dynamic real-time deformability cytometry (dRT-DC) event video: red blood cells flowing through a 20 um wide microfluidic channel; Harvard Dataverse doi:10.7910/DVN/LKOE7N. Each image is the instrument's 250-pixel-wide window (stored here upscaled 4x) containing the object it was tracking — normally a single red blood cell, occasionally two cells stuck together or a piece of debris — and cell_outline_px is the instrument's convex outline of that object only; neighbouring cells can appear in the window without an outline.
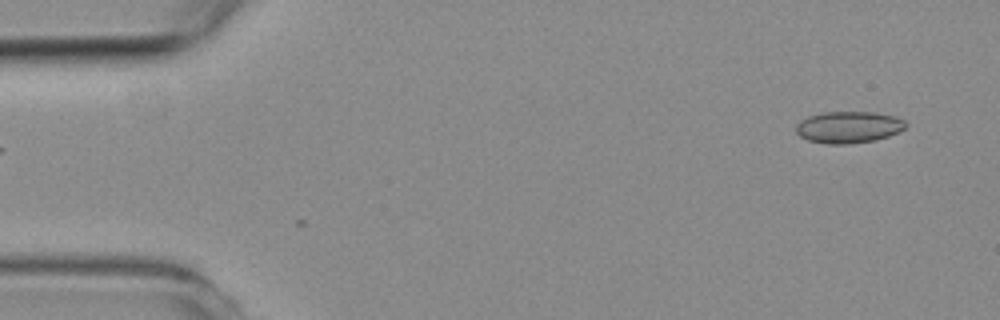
{"species": "common noctule bat (a hibernating species)", "species_latin": "Nyctalus noctula", "temperature_condition": "room temperature", "stored_images_in_passage": 4, "segment_of_instrument_passage": [2, 2], "camera_frame_rate_fps": 3000, "um_per_image_px": 0.085, "animal": {"sex": "female", "body_mass_g": 19.3, "forearm_length_mm": 54.1}, "frame": {"image": 1, "passage_image": 4, "time_ms": 5.0, "image_size_px": [1000, 320], "cell_outline_px": [[908, 124], [904, 128], [888, 136], [876, 140], [848, 144], [828, 144], [808, 140], [800, 136], [796, 132], [796, 124], [800, 120], [808, 116], [824, 112], [876, 112], [896, 116], [904, 120]], "centroid_in_image_um": [72.12, 10.8], "position_along_channel_um": 12.9, "area_um2": 20.35}}